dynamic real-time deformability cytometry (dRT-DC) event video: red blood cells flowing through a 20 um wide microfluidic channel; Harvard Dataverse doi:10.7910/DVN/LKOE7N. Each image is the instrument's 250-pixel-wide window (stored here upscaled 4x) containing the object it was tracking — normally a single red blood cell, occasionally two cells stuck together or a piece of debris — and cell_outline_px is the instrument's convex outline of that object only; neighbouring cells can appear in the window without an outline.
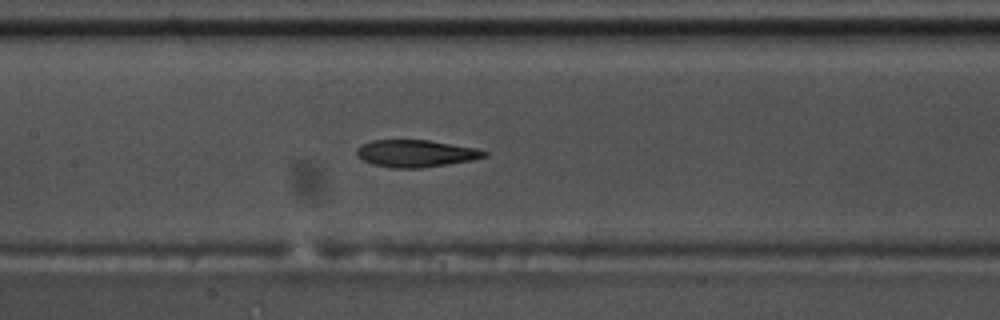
{"species": "common noctule bat (a hibernating species)", "species_latin": "Nyctalus noctula", "temperature_condition": "warm", "stored_images_in_passage": 56, "camera_frame_rate_fps": 3000, "um_per_image_px": 0.085, "animal": {"sex": "male", "body_mass_g": 17.5, "forearm_length_mm": 52.3}, "frame": {"image": 1, "passage_image": 26, "time_ms": 8.333, "image_size_px": [1000, 320], "cell_outline_px": [[488, 156], [472, 160], [420, 168], [392, 168], [372, 164], [356, 156], [356, 148], [372, 140], [428, 140], [476, 148], [488, 152]], "centroid_in_image_um": [35.34, 13.04], "position_along_channel_um": 172.1, "area_um2": 20.11}}
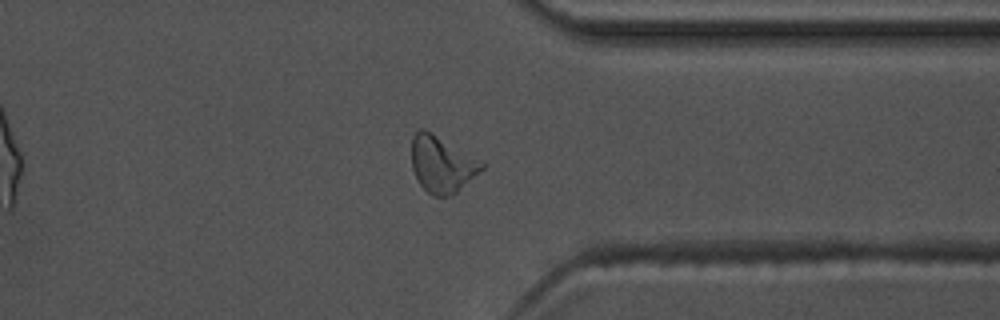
{"frame": {"image": 2, "passage_image": 43, "time_ms": 14.0, "image_size_px": [1000, 320], "cell_outline_px": [[484, 168], [452, 196], [432, 196], [420, 184], [412, 168], [412, 136], [420, 128], [424, 128], [484, 164]], "centroid_in_image_um": [37.52, 13.98], "position_along_channel_um": 373.9, "area_um2": 22.43}}
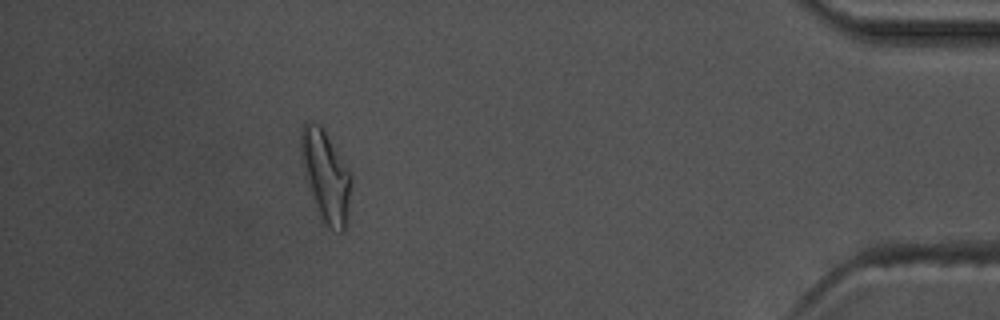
{"frame": {"image": 3, "passage_image": 50, "time_ms": 16.333, "image_size_px": [1000, 320], "cell_outline_px": [[352, 180], [348, 216], [344, 232], [340, 232], [324, 224], [320, 220], [312, 200], [304, 176], [300, 160], [300, 132], [304, 124], [308, 120], [312, 120], [320, 124], [324, 128], [352, 176]], "centroid_in_image_um": [27.66, 14.95], "position_along_channel_um": 407.5, "area_um2": 27.4}, "authors_computed_cell_mechanics": {"area_um2": 21.2126, "velocity_mm_per_s": 3.6353, "shape_relaxation_time_tau1_ms": 6.3025, "shape_relaxation_time_tau2_ms": 3.3287, "deformation_change_tau1": 0.2127, "deformation_change_tau2": 0.1266}}